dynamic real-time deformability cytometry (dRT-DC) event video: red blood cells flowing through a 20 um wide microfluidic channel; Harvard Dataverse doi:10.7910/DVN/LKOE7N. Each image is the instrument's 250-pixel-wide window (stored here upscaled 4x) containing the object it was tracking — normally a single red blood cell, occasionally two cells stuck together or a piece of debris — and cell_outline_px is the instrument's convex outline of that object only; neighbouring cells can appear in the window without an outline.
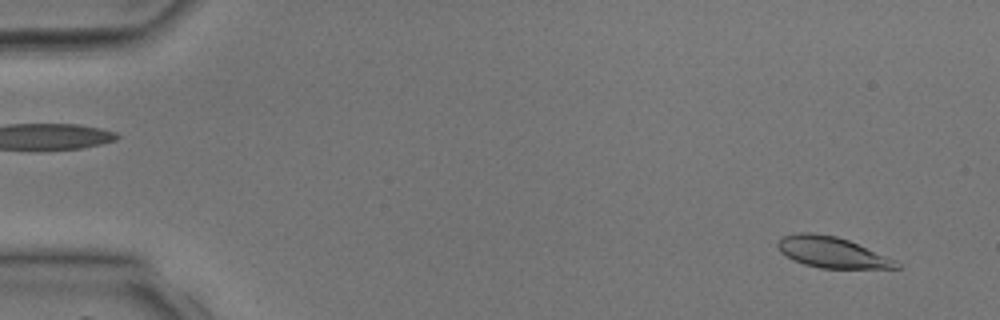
{"species": "common noctule bat (a hibernating species)", "species_latin": "Nyctalus noctula", "temperature_condition": "room temperature", "stored_images_in_passage": 8, "camera_frame_rate_fps": 3000, "um_per_image_px": 0.085, "animal": {"sex": "male", "body_mass_g": 17.9, "forearm_length_mm": 54.2}, "frame": {"image": 1, "passage_image": 2, "time_ms": 0.333, "image_size_px": [1000, 320], "cell_outline_px": [[900, 268], [820, 268], [804, 264], [792, 260], [780, 252], [776, 248], [776, 244], [784, 236], [800, 232], [812, 232], [836, 236], [848, 240], [896, 260], [900, 264]], "centroid_in_image_um": [70.68, 21.44], "position_along_channel_um": 14.3, "area_um2": 21.27}}